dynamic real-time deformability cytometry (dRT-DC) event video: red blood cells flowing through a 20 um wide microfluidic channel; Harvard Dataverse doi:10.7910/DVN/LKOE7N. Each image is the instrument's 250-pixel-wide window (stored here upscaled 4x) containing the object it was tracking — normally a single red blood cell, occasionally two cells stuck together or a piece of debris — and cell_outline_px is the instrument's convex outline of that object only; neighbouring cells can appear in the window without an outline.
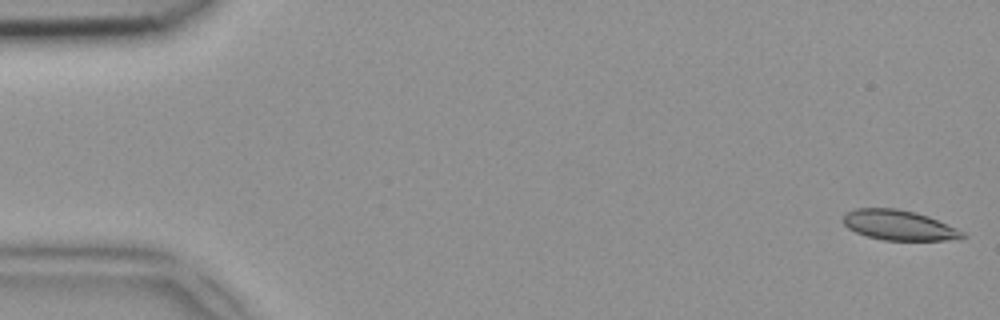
{"species": "common noctule bat (a hibernating species)", "species_latin": "Nyctalus noctula", "temperature_condition": "room temperature", "stored_images_in_passage": 50, "segment_of_instrument_passage": [1, 2], "camera_frame_rate_fps": 3000, "um_per_image_px": 0.085, "animal": {"sex": "female", "body_mass_g": 18.4}, "frame": {"image": 1, "passage_image": 1, "time_ms": 0.0, "image_size_px": [1000, 320], "cell_outline_px": [[968, 236], [960, 240], [884, 240], [864, 236], [848, 228], [844, 224], [844, 216], [848, 212], [856, 208], [896, 208], [928, 216], [948, 224], [964, 232]], "centroid_in_image_um": [76.45, 19.16], "position_along_channel_um": 8.6, "area_um2": 20.92}}
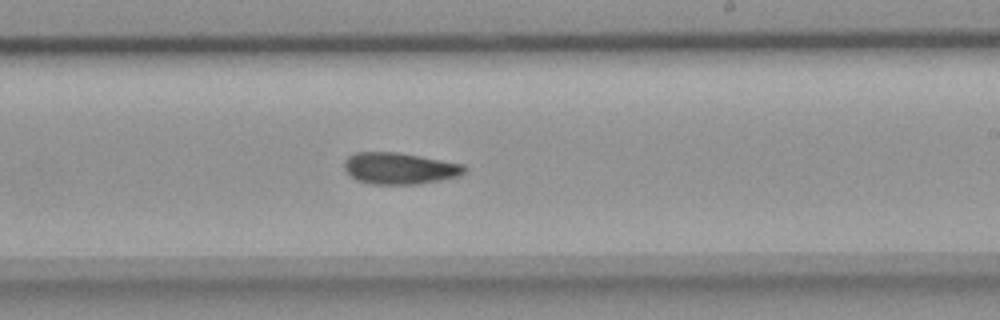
{"frame": {"image": 2, "passage_image": 29, "time_ms": 9.333, "image_size_px": [1000, 320], "cell_outline_px": [[468, 168], [464, 172], [456, 176], [416, 184], [372, 184], [356, 180], [344, 168], [344, 160], [348, 156], [356, 152], [400, 152], [464, 164]], "centroid_in_image_um": [33.94, 14.29], "position_along_channel_um": 255.1, "area_um2": 21.96}}
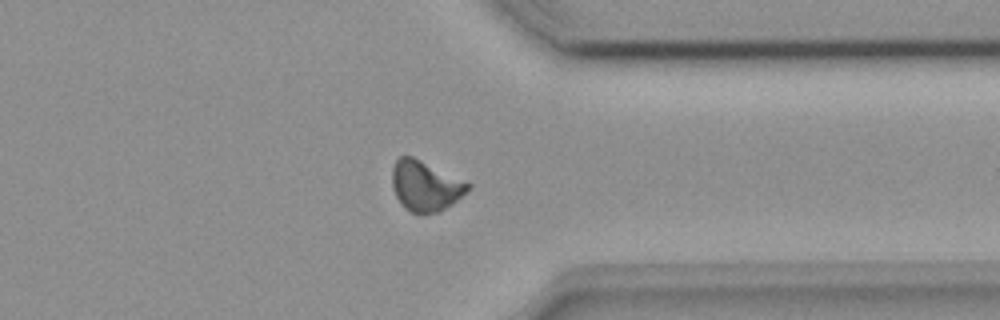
{"frame": {"image": 3, "passage_image": 38, "time_ms": 12.333, "image_size_px": [1000, 320], "cell_outline_px": [[472, 184], [452, 204], [436, 212], [420, 216], [404, 208], [396, 196], [392, 188], [392, 168], [396, 160], [400, 156], [412, 156]], "centroid_in_image_um": [36.1, 15.82], "position_along_channel_um": 375.3, "area_um2": 22.02}}